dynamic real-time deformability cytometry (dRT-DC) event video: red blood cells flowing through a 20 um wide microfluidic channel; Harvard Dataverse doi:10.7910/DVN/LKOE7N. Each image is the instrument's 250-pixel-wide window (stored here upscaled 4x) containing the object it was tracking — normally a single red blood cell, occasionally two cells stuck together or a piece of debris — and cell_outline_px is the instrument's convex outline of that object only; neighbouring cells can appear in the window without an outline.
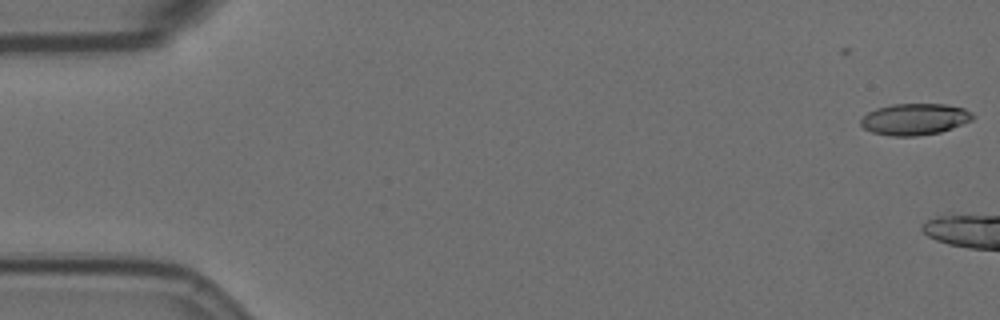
{"species": "Egyptian fruit bat (a non-hibernating species)", "species_latin": "Rousettus aegyptiacus", "temperature_condition": "room temperature", "stored_images_in_passage": 17, "camera_frame_rate_fps": 3000, "um_per_image_px": 0.085, "animal": {"sex": "female"}, "frame": {"image": 1, "passage_image": 1, "time_ms": 0.0, "image_size_px": [1000, 320], "cell_outline_px": [[976, 116], [972, 120], [952, 128], [940, 132], [916, 136], [892, 136], [872, 132], [864, 128], [860, 124], [860, 120], [868, 112], [876, 108], [892, 104], [944, 104], [964, 108], [972, 112]], "centroid_in_image_um": [77.76, 10.13], "position_along_channel_um": 7.2, "area_um2": 20.58}}
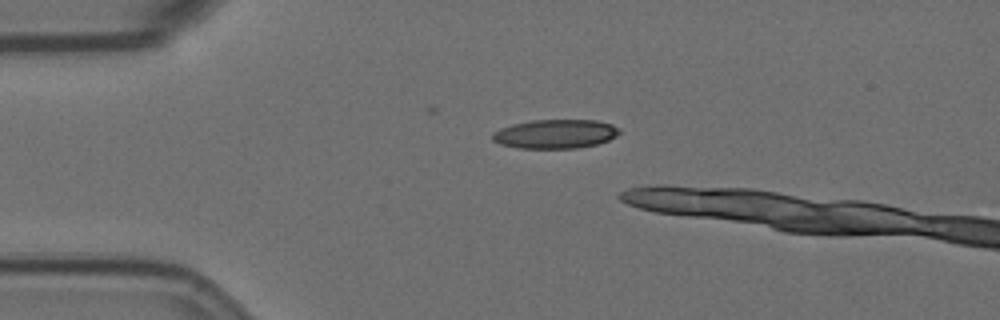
{"frame": {"image": 2, "passage_image": 13, "time_ms": 4.0, "image_size_px": [1000, 320], "cell_outline_px": [[620, 132], [616, 136], [608, 140], [596, 144], [576, 148], [520, 148], [500, 144], [492, 140], [492, 132], [500, 128], [512, 124], [532, 120], [596, 120], [612, 124], [620, 128]], "centroid_in_image_um": [47.19, 11.38], "position_along_channel_um": 37.8, "area_um2": 21.5}}